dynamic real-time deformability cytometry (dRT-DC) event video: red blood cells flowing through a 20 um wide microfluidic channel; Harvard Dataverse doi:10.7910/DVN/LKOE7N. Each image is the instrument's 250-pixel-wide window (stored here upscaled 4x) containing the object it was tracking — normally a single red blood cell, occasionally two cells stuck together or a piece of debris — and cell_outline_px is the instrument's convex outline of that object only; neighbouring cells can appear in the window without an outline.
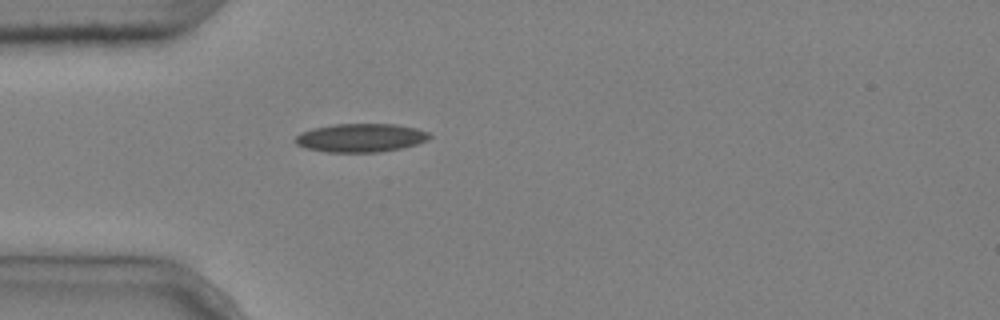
{"species": "common noctule bat (a hibernating species)", "species_latin": "Nyctalus noctula", "temperature_condition": "cold", "stored_images_in_passage": 1, "camera_frame_rate_fps": 3000, "um_per_image_px": 0.085, "animal": {"sex": "male", "body_mass_g": 20.4}, "frame": {"image": 1, "passage_image": 1, "time_ms": 0.0, "image_size_px": [1000, 320], "cell_outline_px": [[432, 136], [428, 140], [404, 148], [380, 152], [324, 152], [304, 148], [296, 144], [292, 140], [300, 132], [312, 128], [336, 124], [396, 124], [416, 128], [428, 132]], "centroid_in_image_um": [30.64, 11.72], "position_along_channel_um": 54.4, "area_um2": 22.6}}